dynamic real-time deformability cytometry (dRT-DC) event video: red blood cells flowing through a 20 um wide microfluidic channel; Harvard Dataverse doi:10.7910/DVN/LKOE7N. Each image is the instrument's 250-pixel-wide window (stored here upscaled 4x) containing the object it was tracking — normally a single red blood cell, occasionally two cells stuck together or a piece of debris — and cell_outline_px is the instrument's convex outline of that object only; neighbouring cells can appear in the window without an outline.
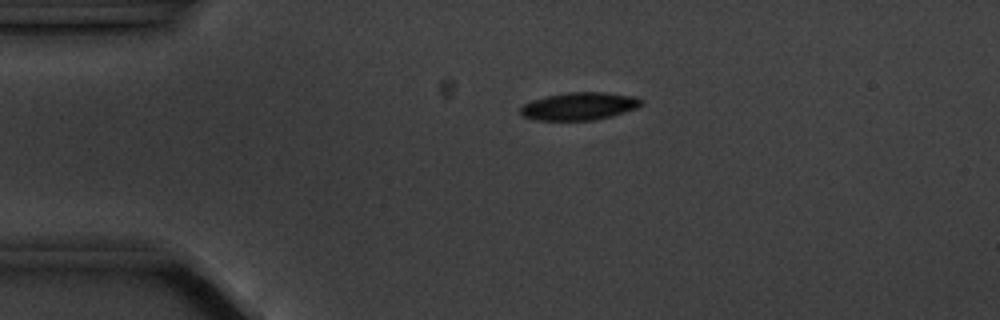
{"species": "common noctule bat (a hibernating species)", "species_latin": "Nyctalus noctula", "temperature_condition": "cold", "stored_images_in_passage": 2, "camera_frame_rate_fps": 3000, "um_per_image_px": 0.085, "animal": {"sex": "male", "body_mass_g": 20.1, "forearm_length_mm": 53.5}, "frame": {"image": 1, "passage_image": 1, "time_ms": 0.0, "image_size_px": [1000, 320], "cell_outline_px": [[644, 104], [636, 108], [612, 116], [596, 120], [536, 120], [524, 116], [520, 112], [520, 108], [524, 104], [532, 100], [548, 96], [568, 92], [604, 92], [636, 96], [644, 100]], "centroid_in_image_um": [49.29, 9.02], "position_along_channel_um": 35.7, "area_um2": 19.54}}